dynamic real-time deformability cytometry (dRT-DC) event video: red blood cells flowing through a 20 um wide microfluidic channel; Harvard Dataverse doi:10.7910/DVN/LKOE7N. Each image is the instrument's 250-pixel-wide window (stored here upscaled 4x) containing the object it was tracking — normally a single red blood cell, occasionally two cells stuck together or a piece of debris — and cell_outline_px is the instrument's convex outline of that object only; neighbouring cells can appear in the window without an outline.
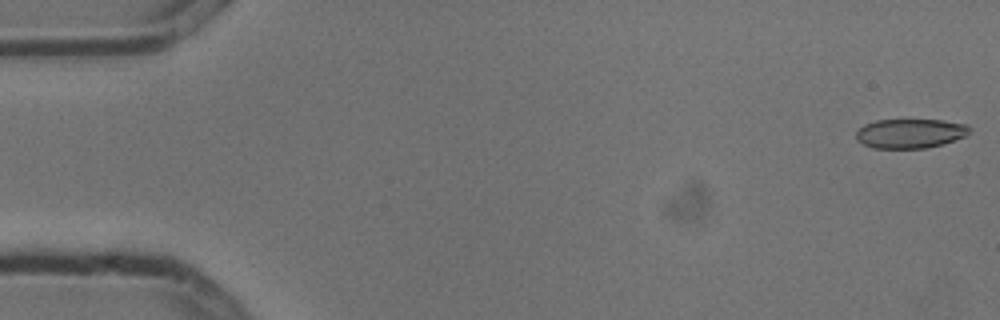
{"species": "common noctule bat (a hibernating species)", "species_latin": "Nyctalus noctula", "temperature_condition": "cold", "stored_images_in_passage": 4, "camera_frame_rate_fps": 3000, "um_per_image_px": 0.085, "animal": {"sex": "male", "body_mass_g": 13.3}, "frame": {"image": 1, "passage_image": 1, "time_ms": 0.0, "image_size_px": [1000, 320], "cell_outline_px": [[972, 128], [968, 136], [944, 144], [924, 148], [872, 148], [856, 140], [856, 132], [864, 124], [876, 120], [944, 120], [968, 124]], "centroid_in_image_um": [77.42, 11.34], "position_along_channel_um": 7.6, "area_um2": 19.71}}
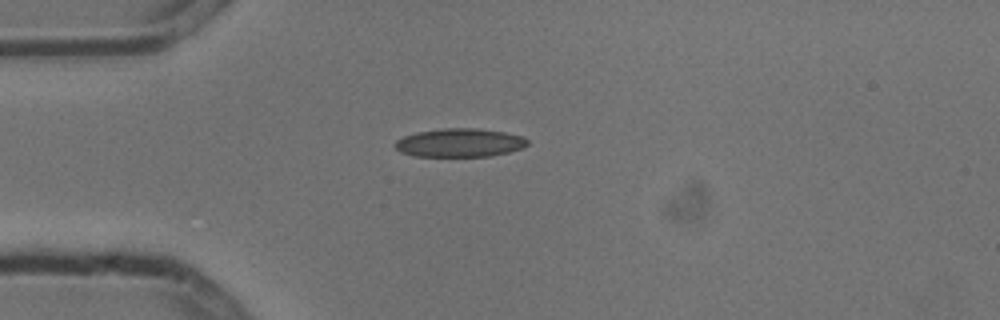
{"frame": {"image": 2, "passage_image": 4, "time_ms": 1.0, "image_size_px": [1000, 320], "cell_outline_px": [[528, 144], [520, 148], [508, 152], [492, 156], [412, 156], [400, 152], [392, 144], [396, 140], [404, 136], [416, 132], [440, 128], [476, 128], [504, 132], [524, 136], [528, 140]], "centroid_in_image_um": [39.04, 12.13], "position_along_channel_um": 46.0, "area_um2": 22.14}}